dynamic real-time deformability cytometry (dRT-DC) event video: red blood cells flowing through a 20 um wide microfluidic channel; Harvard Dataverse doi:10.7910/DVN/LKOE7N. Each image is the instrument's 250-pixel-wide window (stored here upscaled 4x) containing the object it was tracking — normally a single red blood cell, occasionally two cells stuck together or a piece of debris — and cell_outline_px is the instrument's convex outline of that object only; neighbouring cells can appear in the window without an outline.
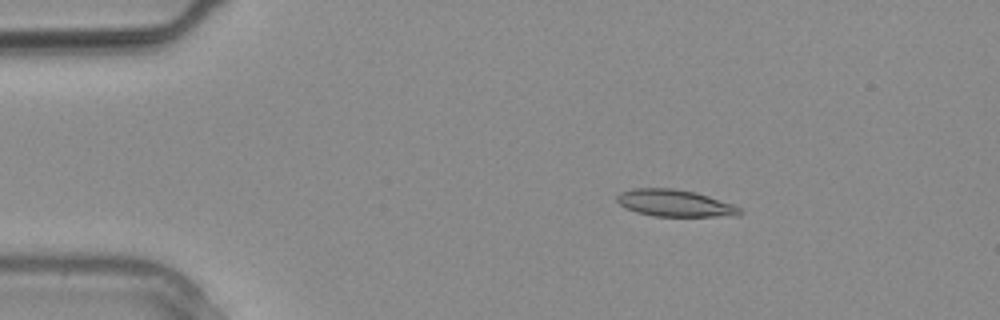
{"species": "common noctule bat (a hibernating species)", "species_latin": "Nyctalus noctula", "temperature_condition": "warm", "stored_images_in_passage": 14, "camera_frame_rate_fps": 3000, "um_per_image_px": 0.085, "animal": {"sex": "male", "body_mass_g": 20.4}, "frame": {"image": 1, "passage_image": 5, "time_ms": 1.333, "image_size_px": [1000, 320], "cell_outline_px": [[744, 212], [740, 216], [652, 216], [636, 212], [624, 208], [616, 200], [616, 196], [620, 192], [632, 188], [672, 188], [696, 192], [732, 204], [740, 208]], "centroid_in_image_um": [57.34, 17.27], "position_along_channel_um": 27.7, "area_um2": 19.42}}
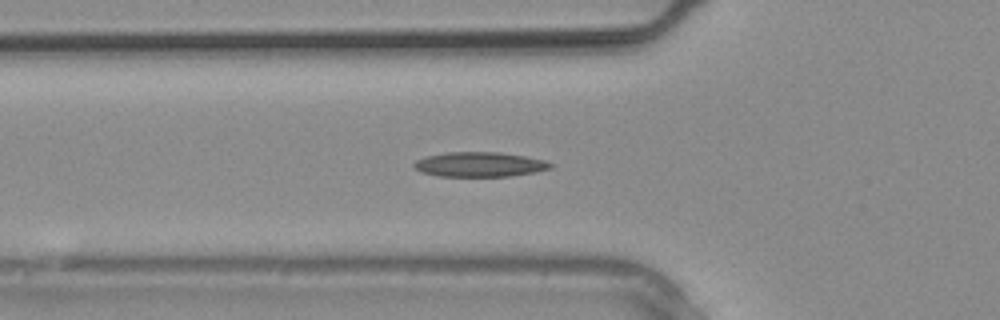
{"frame": {"image": 2, "passage_image": 10, "time_ms": 3.0, "image_size_px": [1000, 320], "cell_outline_px": [[552, 168], [536, 172], [508, 176], [440, 176], [420, 172], [412, 164], [416, 160], [428, 156], [448, 152], [500, 152], [524, 156], [544, 160], [552, 164]], "centroid_in_image_um": [40.77, 13.97], "position_along_channel_um": 85.0, "area_um2": 19.54}}